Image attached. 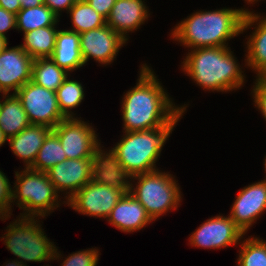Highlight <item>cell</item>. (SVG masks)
<instances>
[{
  "instance_id": "6da1fadb",
  "label": "cell",
  "mask_w": 266,
  "mask_h": 266,
  "mask_svg": "<svg viewBox=\"0 0 266 266\" xmlns=\"http://www.w3.org/2000/svg\"><path fill=\"white\" fill-rule=\"evenodd\" d=\"M154 74L147 64H142L136 86L124 94L123 132L164 127L186 111L188 106H176Z\"/></svg>"
},
{
  "instance_id": "7a4b0ae2",
  "label": "cell",
  "mask_w": 266,
  "mask_h": 266,
  "mask_svg": "<svg viewBox=\"0 0 266 266\" xmlns=\"http://www.w3.org/2000/svg\"><path fill=\"white\" fill-rule=\"evenodd\" d=\"M248 9L223 8L198 11L180 21L171 38L186 48L228 47V42L242 34V22ZM227 43V44H226Z\"/></svg>"
},
{
  "instance_id": "3957f363",
  "label": "cell",
  "mask_w": 266,
  "mask_h": 266,
  "mask_svg": "<svg viewBox=\"0 0 266 266\" xmlns=\"http://www.w3.org/2000/svg\"><path fill=\"white\" fill-rule=\"evenodd\" d=\"M182 71L208 91L228 92L242 88L245 76L230 47H205L189 50Z\"/></svg>"
},
{
  "instance_id": "277c9868",
  "label": "cell",
  "mask_w": 266,
  "mask_h": 266,
  "mask_svg": "<svg viewBox=\"0 0 266 266\" xmlns=\"http://www.w3.org/2000/svg\"><path fill=\"white\" fill-rule=\"evenodd\" d=\"M183 113L185 112H181L171 123L164 127L124 132V136L112 148L122 167L132 176L158 170L156 161Z\"/></svg>"
},
{
  "instance_id": "5b68a950",
  "label": "cell",
  "mask_w": 266,
  "mask_h": 266,
  "mask_svg": "<svg viewBox=\"0 0 266 266\" xmlns=\"http://www.w3.org/2000/svg\"><path fill=\"white\" fill-rule=\"evenodd\" d=\"M18 217L7 226L6 233L1 239L4 240L8 251L21 259L20 262L25 266H27L26 261L41 263L61 259V253L45 235L39 218Z\"/></svg>"
},
{
  "instance_id": "8992f818",
  "label": "cell",
  "mask_w": 266,
  "mask_h": 266,
  "mask_svg": "<svg viewBox=\"0 0 266 266\" xmlns=\"http://www.w3.org/2000/svg\"><path fill=\"white\" fill-rule=\"evenodd\" d=\"M15 186L12 190V202L24 212L23 217H46L54 209L60 207L61 199L49 180L47 173L24 168L21 172L15 171ZM60 200V201H58Z\"/></svg>"
},
{
  "instance_id": "52a82bcc",
  "label": "cell",
  "mask_w": 266,
  "mask_h": 266,
  "mask_svg": "<svg viewBox=\"0 0 266 266\" xmlns=\"http://www.w3.org/2000/svg\"><path fill=\"white\" fill-rule=\"evenodd\" d=\"M175 177L169 172L156 170L132 176L130 193L143 205L153 221L181 205V191ZM179 205V206H178Z\"/></svg>"
},
{
  "instance_id": "ba28073f",
  "label": "cell",
  "mask_w": 266,
  "mask_h": 266,
  "mask_svg": "<svg viewBox=\"0 0 266 266\" xmlns=\"http://www.w3.org/2000/svg\"><path fill=\"white\" fill-rule=\"evenodd\" d=\"M30 124L45 125L53 129L66 117L59 109L56 92L32 81L24 84L16 93Z\"/></svg>"
},
{
  "instance_id": "9c48e42d",
  "label": "cell",
  "mask_w": 266,
  "mask_h": 266,
  "mask_svg": "<svg viewBox=\"0 0 266 266\" xmlns=\"http://www.w3.org/2000/svg\"><path fill=\"white\" fill-rule=\"evenodd\" d=\"M52 130L61 141L67 159L90 158L101 143L92 125L79 117L65 118Z\"/></svg>"
},
{
  "instance_id": "30bf717a",
  "label": "cell",
  "mask_w": 266,
  "mask_h": 266,
  "mask_svg": "<svg viewBox=\"0 0 266 266\" xmlns=\"http://www.w3.org/2000/svg\"><path fill=\"white\" fill-rule=\"evenodd\" d=\"M123 195L121 190L90 181L76 192L66 204L80 214L107 219Z\"/></svg>"
},
{
  "instance_id": "8fae6325",
  "label": "cell",
  "mask_w": 266,
  "mask_h": 266,
  "mask_svg": "<svg viewBox=\"0 0 266 266\" xmlns=\"http://www.w3.org/2000/svg\"><path fill=\"white\" fill-rule=\"evenodd\" d=\"M245 233L229 215H217L207 219L188 238L193 247L221 249L240 244Z\"/></svg>"
},
{
  "instance_id": "7c38bea8",
  "label": "cell",
  "mask_w": 266,
  "mask_h": 266,
  "mask_svg": "<svg viewBox=\"0 0 266 266\" xmlns=\"http://www.w3.org/2000/svg\"><path fill=\"white\" fill-rule=\"evenodd\" d=\"M79 35L80 51L85 65L90 58L105 66L113 63L119 49L127 43L107 24Z\"/></svg>"
},
{
  "instance_id": "4fadbf2b",
  "label": "cell",
  "mask_w": 266,
  "mask_h": 266,
  "mask_svg": "<svg viewBox=\"0 0 266 266\" xmlns=\"http://www.w3.org/2000/svg\"><path fill=\"white\" fill-rule=\"evenodd\" d=\"M100 144L90 157L91 181L107 185L127 194L131 190L132 175L122 167L116 153L102 150Z\"/></svg>"
},
{
  "instance_id": "5bb4252c",
  "label": "cell",
  "mask_w": 266,
  "mask_h": 266,
  "mask_svg": "<svg viewBox=\"0 0 266 266\" xmlns=\"http://www.w3.org/2000/svg\"><path fill=\"white\" fill-rule=\"evenodd\" d=\"M266 210V180L242 188L237 194L230 214L235 224L246 234ZM258 218V219H257Z\"/></svg>"
},
{
  "instance_id": "9a60e30c",
  "label": "cell",
  "mask_w": 266,
  "mask_h": 266,
  "mask_svg": "<svg viewBox=\"0 0 266 266\" xmlns=\"http://www.w3.org/2000/svg\"><path fill=\"white\" fill-rule=\"evenodd\" d=\"M33 58L21 46L7 47L0 53V89L15 94L31 81Z\"/></svg>"
},
{
  "instance_id": "2e32d148",
  "label": "cell",
  "mask_w": 266,
  "mask_h": 266,
  "mask_svg": "<svg viewBox=\"0 0 266 266\" xmlns=\"http://www.w3.org/2000/svg\"><path fill=\"white\" fill-rule=\"evenodd\" d=\"M46 173L57 193L67 194L64 196L66 201H63L66 204L76 192L91 181L90 158L66 159Z\"/></svg>"
},
{
  "instance_id": "e0dca14e",
  "label": "cell",
  "mask_w": 266,
  "mask_h": 266,
  "mask_svg": "<svg viewBox=\"0 0 266 266\" xmlns=\"http://www.w3.org/2000/svg\"><path fill=\"white\" fill-rule=\"evenodd\" d=\"M254 24L255 30L246 42L245 66L253 69L252 71L255 70L254 72L259 77L266 72V17L254 11H246L242 22V34Z\"/></svg>"
},
{
  "instance_id": "ac0fdd59",
  "label": "cell",
  "mask_w": 266,
  "mask_h": 266,
  "mask_svg": "<svg viewBox=\"0 0 266 266\" xmlns=\"http://www.w3.org/2000/svg\"><path fill=\"white\" fill-rule=\"evenodd\" d=\"M148 10L144 0H116L106 24L128 41L127 33L136 31L148 20Z\"/></svg>"
},
{
  "instance_id": "d6986e66",
  "label": "cell",
  "mask_w": 266,
  "mask_h": 266,
  "mask_svg": "<svg viewBox=\"0 0 266 266\" xmlns=\"http://www.w3.org/2000/svg\"><path fill=\"white\" fill-rule=\"evenodd\" d=\"M121 232H136L153 223L143 205L129 192L124 194L106 219Z\"/></svg>"
},
{
  "instance_id": "ffe728a7",
  "label": "cell",
  "mask_w": 266,
  "mask_h": 266,
  "mask_svg": "<svg viewBox=\"0 0 266 266\" xmlns=\"http://www.w3.org/2000/svg\"><path fill=\"white\" fill-rule=\"evenodd\" d=\"M51 130L45 125L30 124L17 135L8 138L12 152L24 161L25 168L33 165L45 137Z\"/></svg>"
},
{
  "instance_id": "44dd1931",
  "label": "cell",
  "mask_w": 266,
  "mask_h": 266,
  "mask_svg": "<svg viewBox=\"0 0 266 266\" xmlns=\"http://www.w3.org/2000/svg\"><path fill=\"white\" fill-rule=\"evenodd\" d=\"M50 58L68 73L83 67L85 64L80 51V35L77 32L60 29Z\"/></svg>"
},
{
  "instance_id": "7402d4cb",
  "label": "cell",
  "mask_w": 266,
  "mask_h": 266,
  "mask_svg": "<svg viewBox=\"0 0 266 266\" xmlns=\"http://www.w3.org/2000/svg\"><path fill=\"white\" fill-rule=\"evenodd\" d=\"M0 110V130L7 138L17 135L30 125L27 114L16 94H4ZM5 98V100H4Z\"/></svg>"
},
{
  "instance_id": "603a6c76",
  "label": "cell",
  "mask_w": 266,
  "mask_h": 266,
  "mask_svg": "<svg viewBox=\"0 0 266 266\" xmlns=\"http://www.w3.org/2000/svg\"><path fill=\"white\" fill-rule=\"evenodd\" d=\"M56 26L57 23L54 26L38 28L24 33V43L20 45L21 48L33 59L50 58L53 54L56 36L59 31Z\"/></svg>"
},
{
  "instance_id": "cb8c5ba5",
  "label": "cell",
  "mask_w": 266,
  "mask_h": 266,
  "mask_svg": "<svg viewBox=\"0 0 266 266\" xmlns=\"http://www.w3.org/2000/svg\"><path fill=\"white\" fill-rule=\"evenodd\" d=\"M69 74L51 58H37L32 63L31 81L56 92Z\"/></svg>"
},
{
  "instance_id": "d4e9b609",
  "label": "cell",
  "mask_w": 266,
  "mask_h": 266,
  "mask_svg": "<svg viewBox=\"0 0 266 266\" xmlns=\"http://www.w3.org/2000/svg\"><path fill=\"white\" fill-rule=\"evenodd\" d=\"M59 17L45 4L38 7L20 9L16 14V30L23 33L47 26H54Z\"/></svg>"
},
{
  "instance_id": "484cf974",
  "label": "cell",
  "mask_w": 266,
  "mask_h": 266,
  "mask_svg": "<svg viewBox=\"0 0 266 266\" xmlns=\"http://www.w3.org/2000/svg\"><path fill=\"white\" fill-rule=\"evenodd\" d=\"M66 159L67 157L61 146V141L56 133L51 130L45 137L43 145L39 149L37 157L30 169L46 173L53 166Z\"/></svg>"
},
{
  "instance_id": "4316f807",
  "label": "cell",
  "mask_w": 266,
  "mask_h": 266,
  "mask_svg": "<svg viewBox=\"0 0 266 266\" xmlns=\"http://www.w3.org/2000/svg\"><path fill=\"white\" fill-rule=\"evenodd\" d=\"M72 29L70 31L78 34L96 29L106 24V19L95 11L88 2H76L69 9Z\"/></svg>"
},
{
  "instance_id": "83f0119b",
  "label": "cell",
  "mask_w": 266,
  "mask_h": 266,
  "mask_svg": "<svg viewBox=\"0 0 266 266\" xmlns=\"http://www.w3.org/2000/svg\"><path fill=\"white\" fill-rule=\"evenodd\" d=\"M58 106L66 118L75 117L71 110L76 108L84 100V89L82 83L76 80H70L68 77L62 85L56 90Z\"/></svg>"
},
{
  "instance_id": "f1b7e54d",
  "label": "cell",
  "mask_w": 266,
  "mask_h": 266,
  "mask_svg": "<svg viewBox=\"0 0 266 266\" xmlns=\"http://www.w3.org/2000/svg\"><path fill=\"white\" fill-rule=\"evenodd\" d=\"M242 241L237 266H266V240L250 236Z\"/></svg>"
},
{
  "instance_id": "f546056e",
  "label": "cell",
  "mask_w": 266,
  "mask_h": 266,
  "mask_svg": "<svg viewBox=\"0 0 266 266\" xmlns=\"http://www.w3.org/2000/svg\"><path fill=\"white\" fill-rule=\"evenodd\" d=\"M99 255L98 248L83 249L68 255L61 266H97Z\"/></svg>"
},
{
  "instance_id": "4dcf8cb0",
  "label": "cell",
  "mask_w": 266,
  "mask_h": 266,
  "mask_svg": "<svg viewBox=\"0 0 266 266\" xmlns=\"http://www.w3.org/2000/svg\"><path fill=\"white\" fill-rule=\"evenodd\" d=\"M9 179L0 170V219L7 220L11 214L12 188Z\"/></svg>"
},
{
  "instance_id": "1f68e13d",
  "label": "cell",
  "mask_w": 266,
  "mask_h": 266,
  "mask_svg": "<svg viewBox=\"0 0 266 266\" xmlns=\"http://www.w3.org/2000/svg\"><path fill=\"white\" fill-rule=\"evenodd\" d=\"M255 85L251 93L254 99L255 107L260 110L266 121V79L256 76Z\"/></svg>"
},
{
  "instance_id": "d6a6232c",
  "label": "cell",
  "mask_w": 266,
  "mask_h": 266,
  "mask_svg": "<svg viewBox=\"0 0 266 266\" xmlns=\"http://www.w3.org/2000/svg\"><path fill=\"white\" fill-rule=\"evenodd\" d=\"M11 29H17L16 15L0 7V36L7 38L5 34Z\"/></svg>"
},
{
  "instance_id": "836d02e7",
  "label": "cell",
  "mask_w": 266,
  "mask_h": 266,
  "mask_svg": "<svg viewBox=\"0 0 266 266\" xmlns=\"http://www.w3.org/2000/svg\"><path fill=\"white\" fill-rule=\"evenodd\" d=\"M115 1L116 0H88L87 2L95 11L107 19Z\"/></svg>"
},
{
  "instance_id": "e575fe53",
  "label": "cell",
  "mask_w": 266,
  "mask_h": 266,
  "mask_svg": "<svg viewBox=\"0 0 266 266\" xmlns=\"http://www.w3.org/2000/svg\"><path fill=\"white\" fill-rule=\"evenodd\" d=\"M44 4L48 6L59 18L60 12L69 9L74 5L73 0H44Z\"/></svg>"
},
{
  "instance_id": "d590c367",
  "label": "cell",
  "mask_w": 266,
  "mask_h": 266,
  "mask_svg": "<svg viewBox=\"0 0 266 266\" xmlns=\"http://www.w3.org/2000/svg\"><path fill=\"white\" fill-rule=\"evenodd\" d=\"M0 7L16 15L21 9V3L20 0H0Z\"/></svg>"
},
{
  "instance_id": "8d00e7d4",
  "label": "cell",
  "mask_w": 266,
  "mask_h": 266,
  "mask_svg": "<svg viewBox=\"0 0 266 266\" xmlns=\"http://www.w3.org/2000/svg\"><path fill=\"white\" fill-rule=\"evenodd\" d=\"M21 9H27L31 7H38L44 4V0H20Z\"/></svg>"
},
{
  "instance_id": "74e56055",
  "label": "cell",
  "mask_w": 266,
  "mask_h": 266,
  "mask_svg": "<svg viewBox=\"0 0 266 266\" xmlns=\"http://www.w3.org/2000/svg\"><path fill=\"white\" fill-rule=\"evenodd\" d=\"M8 39L0 36V53L7 47Z\"/></svg>"
},
{
  "instance_id": "f35d334b",
  "label": "cell",
  "mask_w": 266,
  "mask_h": 266,
  "mask_svg": "<svg viewBox=\"0 0 266 266\" xmlns=\"http://www.w3.org/2000/svg\"><path fill=\"white\" fill-rule=\"evenodd\" d=\"M5 266H25V265L16 259L12 260V262L10 261L9 263H5Z\"/></svg>"
},
{
  "instance_id": "ab89813d",
  "label": "cell",
  "mask_w": 266,
  "mask_h": 266,
  "mask_svg": "<svg viewBox=\"0 0 266 266\" xmlns=\"http://www.w3.org/2000/svg\"><path fill=\"white\" fill-rule=\"evenodd\" d=\"M8 140L4 133L0 130V147Z\"/></svg>"
},
{
  "instance_id": "60d3db41",
  "label": "cell",
  "mask_w": 266,
  "mask_h": 266,
  "mask_svg": "<svg viewBox=\"0 0 266 266\" xmlns=\"http://www.w3.org/2000/svg\"><path fill=\"white\" fill-rule=\"evenodd\" d=\"M247 1L248 5L251 3V4H255L258 0H245ZM261 1V0H260Z\"/></svg>"
},
{
  "instance_id": "b9f144b4",
  "label": "cell",
  "mask_w": 266,
  "mask_h": 266,
  "mask_svg": "<svg viewBox=\"0 0 266 266\" xmlns=\"http://www.w3.org/2000/svg\"><path fill=\"white\" fill-rule=\"evenodd\" d=\"M263 160H264L263 163H264V167H265L264 170L266 171V156H265V159H263ZM265 173H266V172H265ZM265 180H266V176H265Z\"/></svg>"
},
{
  "instance_id": "7bdbcfd3",
  "label": "cell",
  "mask_w": 266,
  "mask_h": 266,
  "mask_svg": "<svg viewBox=\"0 0 266 266\" xmlns=\"http://www.w3.org/2000/svg\"><path fill=\"white\" fill-rule=\"evenodd\" d=\"M74 1V3H76V2H87L88 0H73Z\"/></svg>"
},
{
  "instance_id": "ee69618b",
  "label": "cell",
  "mask_w": 266,
  "mask_h": 266,
  "mask_svg": "<svg viewBox=\"0 0 266 266\" xmlns=\"http://www.w3.org/2000/svg\"><path fill=\"white\" fill-rule=\"evenodd\" d=\"M261 77L266 79V72Z\"/></svg>"
}]
</instances>
